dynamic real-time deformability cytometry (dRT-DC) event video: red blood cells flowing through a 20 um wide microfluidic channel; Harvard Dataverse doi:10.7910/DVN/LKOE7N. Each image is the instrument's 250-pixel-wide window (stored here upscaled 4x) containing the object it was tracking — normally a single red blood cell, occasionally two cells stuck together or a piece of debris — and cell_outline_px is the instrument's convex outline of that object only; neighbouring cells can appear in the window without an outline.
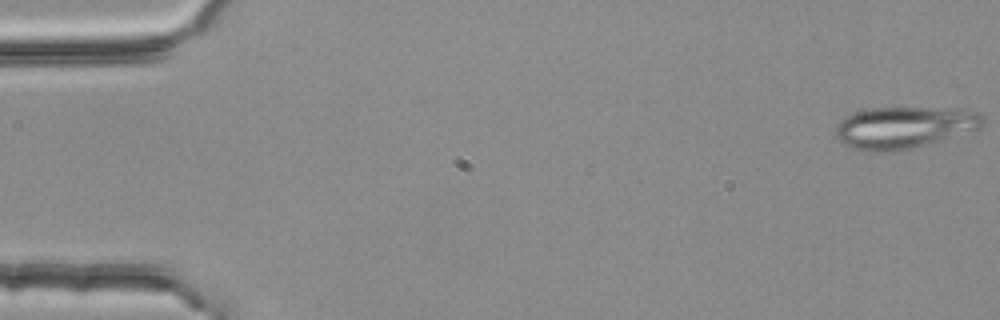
{"species": "common noctule bat (a hibernating species)", "species_latin": "Nyctalus noctula", "temperature_condition": "room temperature", "stored_images_in_passage": 54, "camera_frame_rate_fps": 3000, "um_per_image_px": 0.085, "animal": {"sex": "female", "body_mass_g": 25.1}, "frame": {"image": 1, "passage_image": 1, "time_ms": 0.0, "image_size_px": [1000, 320], "cell_outline_px": [[984, 120], [980, 128], [912, 148], [892, 152], [864, 152], [852, 148], [844, 144], [832, 132], [836, 124], [840, 120], [856, 112], [872, 108], [964, 108], [980, 112], [984, 116]], "centroid_in_image_um": [76.83, 10.83], "position_along_channel_um": 8.2, "area_um2": 36.07}}
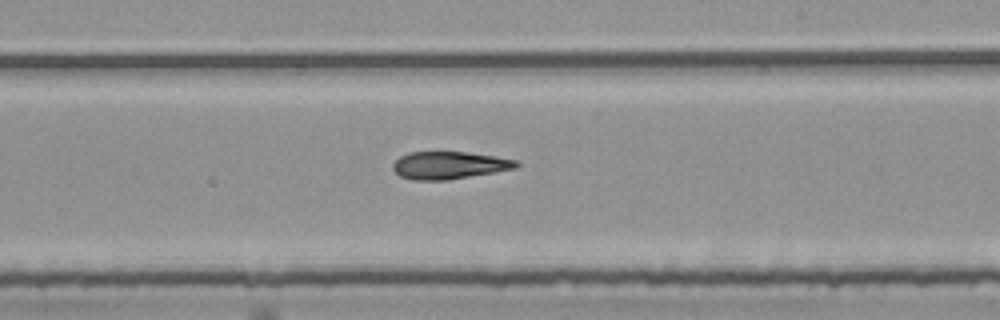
{"frame": {"image": 2, "passage_image": 32, "time_ms": 10.333, "image_size_px": [1000, 320], "cell_outline_px": [[520, 164], [516, 168], [496, 172], [448, 180], [412, 180], [400, 176], [392, 168], [392, 164], [400, 156], [408, 152], [468, 152], [496, 156], [516, 160]], "centroid_in_image_um": [38.18, 14.05], "position_along_channel_um": 250.8, "area_um2": 19.88}}
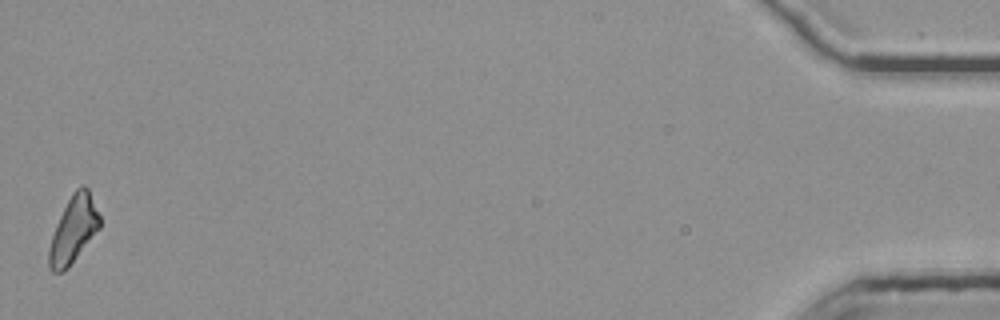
{"frame": {"image": 3, "passage_image": 54, "time_ms": 17.667, "image_size_px": [1000, 320], "cell_outline_px": [[100, 228], [68, 268], [64, 272], [52, 272], [48, 268], [48, 248], [56, 224], [72, 192], [80, 184], [84, 184], [88, 188], [100, 216]], "centroid_in_image_um": [6.23, 19.52], "position_along_channel_um": 429.0, "area_um2": 19.77}, "authors_computed_cell_mechanics": {"area_um2": 20.3167, "velocity_mm_per_s": 3.7707, "shape_relaxation_time_tau1_ms": null, "shape_relaxation_time_tau2_ms": 9.1589, "deformation_change_tau1": null, "deformation_change_tau2": 0.2041}}